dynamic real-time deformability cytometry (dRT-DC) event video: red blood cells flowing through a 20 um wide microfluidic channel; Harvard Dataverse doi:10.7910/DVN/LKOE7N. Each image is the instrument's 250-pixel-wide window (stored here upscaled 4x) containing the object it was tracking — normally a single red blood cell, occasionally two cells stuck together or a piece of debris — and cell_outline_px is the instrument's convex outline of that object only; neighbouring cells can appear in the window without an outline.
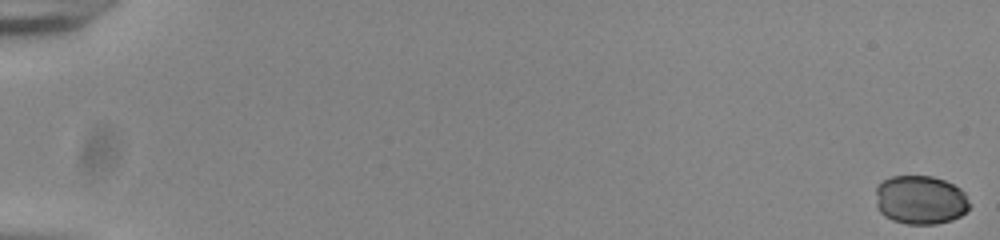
{"species": "common noctule bat (a hibernating species)", "species_latin": "Nyctalus noctula", "temperature_condition": "room temperature", "stored_images_in_passage": 56, "camera_frame_rate_fps": 3000, "um_per_image_px": 0.085, "animal": {"sex": "male", "body_mass_g": 20.0, "forearm_length_mm": 53.3}, "frame": {"image": 1, "passage_image": 1, "time_ms": 0.0, "image_size_px": [1000, 240], "cell_outline_px": [[972, 204], [960, 216], [952, 220], [936, 224], [904, 224], [892, 220], [884, 216], [876, 208], [876, 188], [884, 180], [892, 176], [932, 176], [944, 180], [960, 188], [964, 192]], "centroid_in_image_um": [78.23, 17.0], "position_along_channel_um": 6.8, "area_um2": 26.93}}
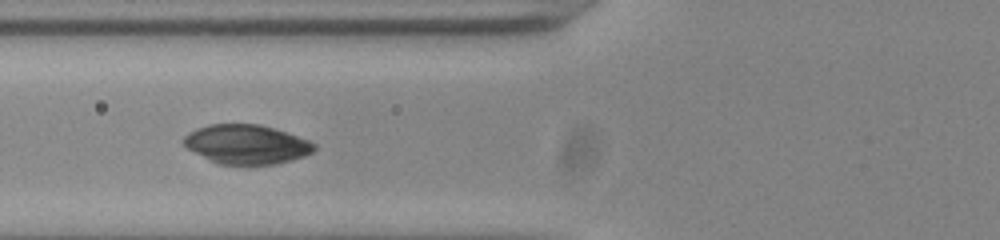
{"frame": {"image": 2, "passage_image": 24, "time_ms": 7.667, "image_size_px": [1000, 240], "cell_outline_px": [[316, 148], [312, 152], [304, 156], [292, 160], [276, 164], [220, 164], [188, 148], [184, 144], [184, 136], [196, 128], [208, 124], [260, 124], [308, 140], [316, 144]], "centroid_in_image_um": [20.97, 12.26], "position_along_channel_um": 104.8, "area_um2": 29.36}}
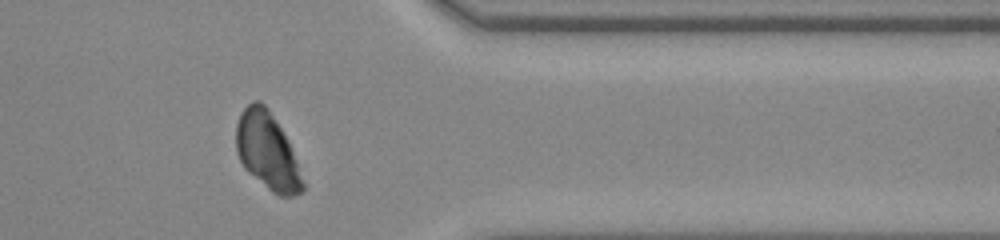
{"frame": {"image": 3, "passage_image": 47, "time_ms": 15.333, "image_size_px": [1000, 240], "cell_outline_px": [[304, 188], [300, 192], [292, 196], [280, 196], [272, 192], [248, 172], [244, 168], [236, 152], [236, 124], [240, 112], [252, 100], [260, 100], [268, 108], [288, 140], [304, 184]], "centroid_in_image_um": [22.68, 12.81], "position_along_channel_um": 388.7, "area_um2": 29.59}}